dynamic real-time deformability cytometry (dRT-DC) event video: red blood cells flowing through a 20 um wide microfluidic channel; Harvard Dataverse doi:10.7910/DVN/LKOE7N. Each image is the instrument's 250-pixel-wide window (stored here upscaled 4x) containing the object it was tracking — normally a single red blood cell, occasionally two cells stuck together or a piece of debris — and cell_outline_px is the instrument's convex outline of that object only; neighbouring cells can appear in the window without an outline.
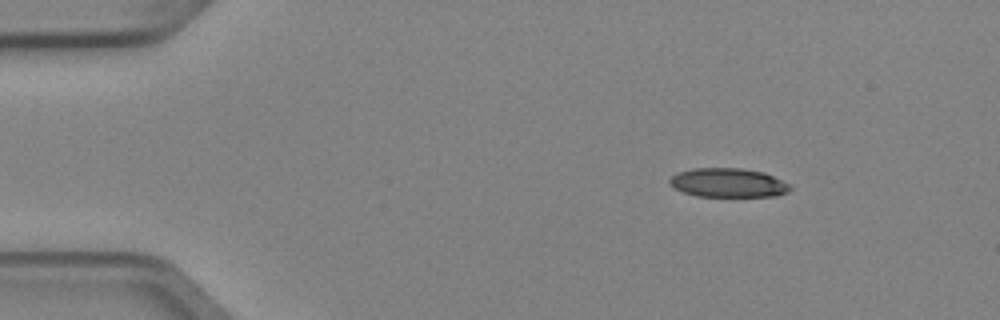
{"species": "Egyptian fruit bat (a non-hibernating species)", "species_latin": "Rousettus aegyptiacus", "temperature_condition": "cold", "stored_images_in_passage": 4, "segment_of_instrument_passage": [1, 2], "camera_frame_rate_fps": 3000, "um_per_image_px": 0.085, "animal": {"sex": "female"}, "frame": {"image": 1, "passage_image": 1, "time_ms": 0.0, "image_size_px": [1000, 320], "cell_outline_px": [[792, 188], [788, 192], [776, 196], [696, 196], [684, 192], [668, 184], [668, 180], [676, 172], [692, 168], [740, 168], [764, 172], [792, 184]], "centroid_in_image_um": [61.91, 15.53], "position_along_channel_um": 23.1, "area_um2": 20.58}}